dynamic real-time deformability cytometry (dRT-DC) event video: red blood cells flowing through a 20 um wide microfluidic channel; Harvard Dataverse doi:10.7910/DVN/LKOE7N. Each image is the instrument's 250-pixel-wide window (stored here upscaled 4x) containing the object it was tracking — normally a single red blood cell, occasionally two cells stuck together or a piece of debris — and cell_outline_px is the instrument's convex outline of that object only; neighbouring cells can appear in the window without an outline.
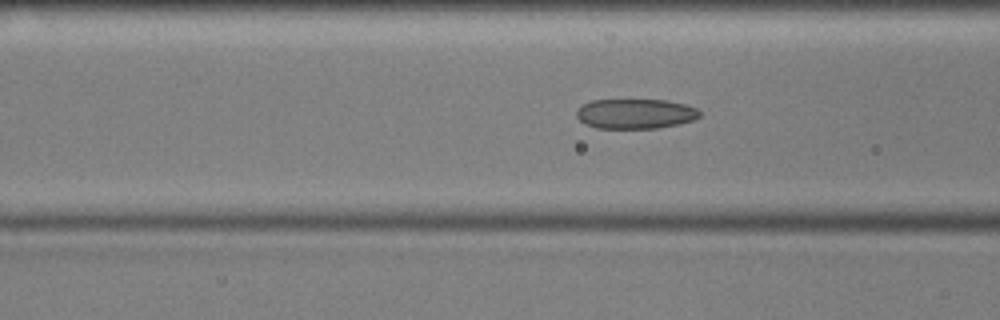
{"species": "common noctule bat (a hibernating species)", "species_latin": "Nyctalus noctula", "temperature_condition": "cold", "stored_images_in_passage": 35, "camera_frame_rate_fps": 3000, "um_per_image_px": 0.085, "animal": {"sex": "male", "body_mass_g": 17.9, "forearm_length_mm": 54.2}, "frame": {"image": 1, "passage_image": 9, "time_ms": 2.667, "image_size_px": [1000, 320], "cell_outline_px": [[700, 116], [692, 120], [680, 124], [656, 128], [596, 128], [580, 120], [576, 116], [576, 112], [584, 104], [592, 100], [664, 100], [684, 104], [696, 108], [700, 112]], "centroid_in_image_um": [54.02, 9.67], "position_along_channel_um": 112.6, "area_um2": 21.21}}
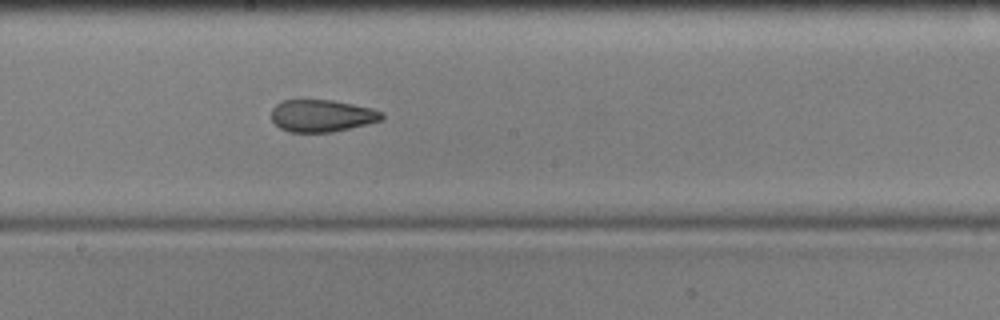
{"frame": {"image": 2, "passage_image": 18, "time_ms": 5.667, "image_size_px": [1000, 320], "cell_outline_px": [[384, 116], [380, 120], [332, 132], [288, 132], [280, 128], [272, 120], [272, 108], [276, 104], [284, 100], [332, 100], [372, 108], [384, 112]], "centroid_in_image_um": [27.34, 9.83], "position_along_channel_um": 220.9, "area_um2": 20.52}}
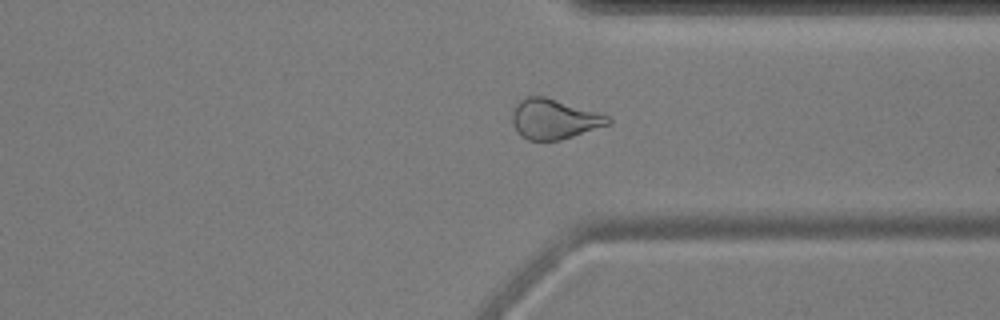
{"frame": {"image": 3, "passage_image": 30, "time_ms": 9.667, "image_size_px": [1000, 320], "cell_outline_px": [[612, 124], [560, 140], [528, 140], [520, 136], [512, 124], [512, 108], [520, 100], [528, 96], [544, 96], [612, 116]], "centroid_in_image_um": [47.11, 10.12], "position_along_channel_um": 364.3, "area_um2": 22.6}}